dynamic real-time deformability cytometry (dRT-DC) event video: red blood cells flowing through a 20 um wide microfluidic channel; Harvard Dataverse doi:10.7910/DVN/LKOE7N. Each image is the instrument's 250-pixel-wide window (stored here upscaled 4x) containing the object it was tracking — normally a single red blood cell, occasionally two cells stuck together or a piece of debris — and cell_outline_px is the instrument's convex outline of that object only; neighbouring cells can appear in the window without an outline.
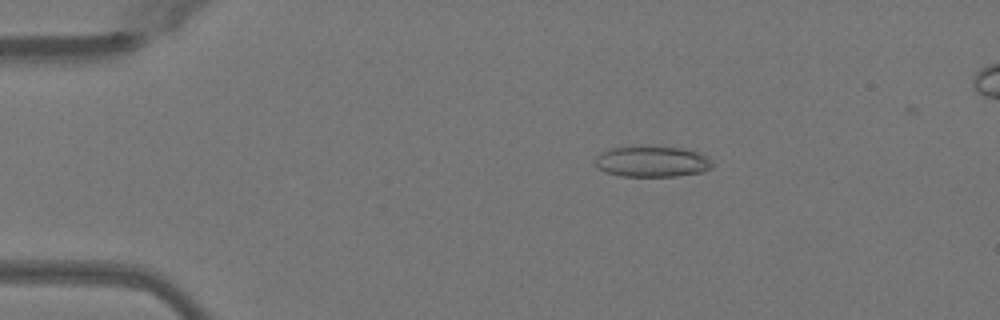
{"species": "Egyptian fruit bat (a non-hibernating species)", "species_latin": "Rousettus aegyptiacus", "temperature_condition": "warm", "stored_images_in_passage": 51, "camera_frame_rate_fps": 3000, "um_per_image_px": 0.085, "animal": {"sex": "female"}, "frame": {"image": 1, "passage_image": 10, "time_ms": 3.0, "image_size_px": [1000, 320], "cell_outline_px": [[712, 168], [704, 172], [676, 176], [620, 176], [604, 172], [596, 168], [596, 156], [600, 152], [608, 148], [680, 148], [696, 152], [712, 160]], "centroid_in_image_um": [55.4, 13.77], "position_along_channel_um": 29.6, "area_um2": 20.69}}
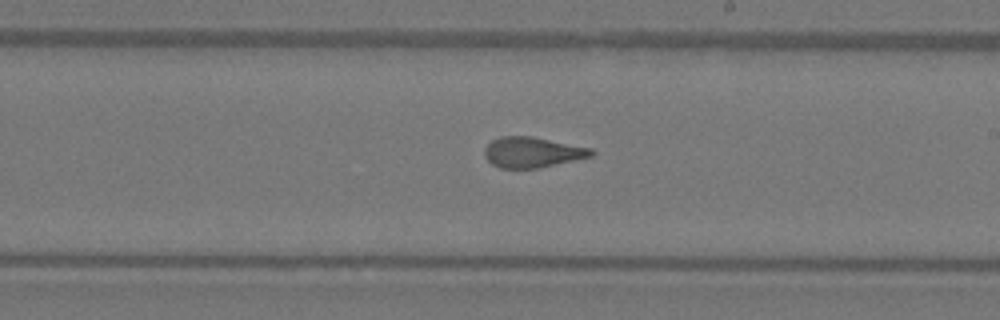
{"frame": {"image": 2, "passage_image": 30, "time_ms": 9.667, "image_size_px": [1000, 320], "cell_outline_px": [[596, 152], [592, 156], [536, 168], [500, 168], [492, 164], [484, 156], [484, 148], [492, 140], [500, 136], [532, 136], [592, 148]], "centroid_in_image_um": [45.23, 12.93], "position_along_channel_um": 243.8, "area_um2": 18.9}}
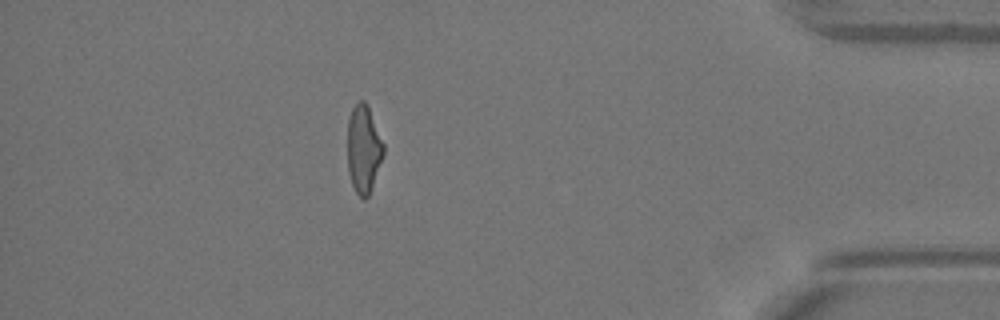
{"frame": {"image": 3, "passage_image": 45, "time_ms": 14.667, "image_size_px": [1000, 320], "cell_outline_px": [[384, 152], [368, 196], [364, 200], [356, 192], [352, 184], [348, 172], [348, 120], [352, 108], [360, 100], [364, 100], [368, 108], [384, 144]], "centroid_in_image_um": [30.89, 12.67], "position_along_channel_um": 404.3, "area_um2": 17.98}, "authors_computed_cell_mechanics": {"area_um2": 19.4208, "velocity_mm_per_s": 4.08, "shape_relaxation_time_tau1_ms": 6.3964, "shape_relaxation_time_tau2_ms": 1.0915, "deformation_change_tau1": 0.2132, "deformation_change_tau2": 0.0894}}